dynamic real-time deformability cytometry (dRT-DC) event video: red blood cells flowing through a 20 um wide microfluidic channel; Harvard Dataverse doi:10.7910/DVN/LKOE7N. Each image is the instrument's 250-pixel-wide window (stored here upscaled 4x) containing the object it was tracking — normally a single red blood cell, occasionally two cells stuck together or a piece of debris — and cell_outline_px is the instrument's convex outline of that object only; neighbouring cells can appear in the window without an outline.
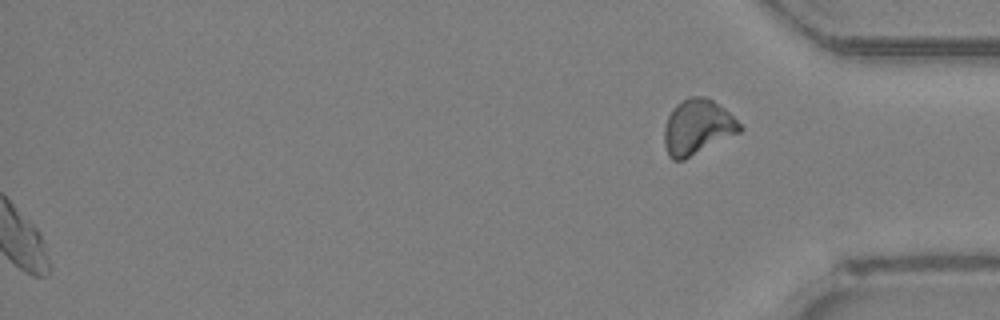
{"species": "Egyptian fruit bat (a non-hibernating species)", "species_latin": "Rousettus aegyptiacus", "temperature_condition": "room temperature", "stored_images_in_passage": 31, "segment_of_instrument_passage": [2, 2], "camera_frame_rate_fps": 3000, "um_per_image_px": 0.085, "animal": {"sex": "female"}, "frame": {"image": 1, "passage_image": 31, "time_ms": 10.0, "image_size_px": [1000, 320], "cell_outline_px": [[744, 128], [740, 132], [684, 160], [672, 160], [668, 156], [664, 144], [664, 128], [668, 116], [672, 108], [676, 104], [688, 96], [704, 96], [712, 100], [724, 108]], "centroid_in_image_um": [59.25, 10.8], "position_along_channel_um": 375.9, "area_um2": 24.28}}